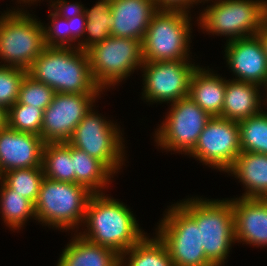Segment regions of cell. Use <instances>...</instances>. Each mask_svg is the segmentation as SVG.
Instances as JSON below:
<instances>
[{
  "label": "cell",
  "instance_id": "cell-1",
  "mask_svg": "<svg viewBox=\"0 0 267 266\" xmlns=\"http://www.w3.org/2000/svg\"><path fill=\"white\" fill-rule=\"evenodd\" d=\"M105 195L96 193L90 196L83 222L87 229L85 228L86 232H79V235L121 255L138 243L146 233L139 229L138 221L127 206Z\"/></svg>",
  "mask_w": 267,
  "mask_h": 266
},
{
  "label": "cell",
  "instance_id": "cell-2",
  "mask_svg": "<svg viewBox=\"0 0 267 266\" xmlns=\"http://www.w3.org/2000/svg\"><path fill=\"white\" fill-rule=\"evenodd\" d=\"M27 72L55 93L103 92L92 77L87 51L79 48L46 46Z\"/></svg>",
  "mask_w": 267,
  "mask_h": 266
},
{
  "label": "cell",
  "instance_id": "cell-3",
  "mask_svg": "<svg viewBox=\"0 0 267 266\" xmlns=\"http://www.w3.org/2000/svg\"><path fill=\"white\" fill-rule=\"evenodd\" d=\"M195 198L177 204L200 227V246H203L206 258L214 266H222L236 242L232 200Z\"/></svg>",
  "mask_w": 267,
  "mask_h": 266
},
{
  "label": "cell",
  "instance_id": "cell-4",
  "mask_svg": "<svg viewBox=\"0 0 267 266\" xmlns=\"http://www.w3.org/2000/svg\"><path fill=\"white\" fill-rule=\"evenodd\" d=\"M200 14L201 29L231 41L254 36L267 23V0H215Z\"/></svg>",
  "mask_w": 267,
  "mask_h": 266
},
{
  "label": "cell",
  "instance_id": "cell-5",
  "mask_svg": "<svg viewBox=\"0 0 267 266\" xmlns=\"http://www.w3.org/2000/svg\"><path fill=\"white\" fill-rule=\"evenodd\" d=\"M92 194L80 184L44 177L34 204L36 221L60 230L78 228L84 222L86 206Z\"/></svg>",
  "mask_w": 267,
  "mask_h": 266
},
{
  "label": "cell",
  "instance_id": "cell-6",
  "mask_svg": "<svg viewBox=\"0 0 267 266\" xmlns=\"http://www.w3.org/2000/svg\"><path fill=\"white\" fill-rule=\"evenodd\" d=\"M17 10L0 16V60L4 62L0 65L28 70L46 47L44 24L29 12Z\"/></svg>",
  "mask_w": 267,
  "mask_h": 266
},
{
  "label": "cell",
  "instance_id": "cell-7",
  "mask_svg": "<svg viewBox=\"0 0 267 266\" xmlns=\"http://www.w3.org/2000/svg\"><path fill=\"white\" fill-rule=\"evenodd\" d=\"M190 22L189 13L158 10L142 41L144 62L190 60Z\"/></svg>",
  "mask_w": 267,
  "mask_h": 266
},
{
  "label": "cell",
  "instance_id": "cell-8",
  "mask_svg": "<svg viewBox=\"0 0 267 266\" xmlns=\"http://www.w3.org/2000/svg\"><path fill=\"white\" fill-rule=\"evenodd\" d=\"M94 82L104 90L117 85L144 63L142 41L109 36L87 50Z\"/></svg>",
  "mask_w": 267,
  "mask_h": 266
},
{
  "label": "cell",
  "instance_id": "cell-9",
  "mask_svg": "<svg viewBox=\"0 0 267 266\" xmlns=\"http://www.w3.org/2000/svg\"><path fill=\"white\" fill-rule=\"evenodd\" d=\"M92 109L76 126L67 142L101 161L113 174L118 173L125 160L120 128Z\"/></svg>",
  "mask_w": 267,
  "mask_h": 266
},
{
  "label": "cell",
  "instance_id": "cell-10",
  "mask_svg": "<svg viewBox=\"0 0 267 266\" xmlns=\"http://www.w3.org/2000/svg\"><path fill=\"white\" fill-rule=\"evenodd\" d=\"M156 235L166 245L173 266H214L200 246V227L176 203L165 211Z\"/></svg>",
  "mask_w": 267,
  "mask_h": 266
},
{
  "label": "cell",
  "instance_id": "cell-11",
  "mask_svg": "<svg viewBox=\"0 0 267 266\" xmlns=\"http://www.w3.org/2000/svg\"><path fill=\"white\" fill-rule=\"evenodd\" d=\"M165 121L155 132V141L164 150L188 154L211 116L189 96L171 103Z\"/></svg>",
  "mask_w": 267,
  "mask_h": 266
},
{
  "label": "cell",
  "instance_id": "cell-12",
  "mask_svg": "<svg viewBox=\"0 0 267 266\" xmlns=\"http://www.w3.org/2000/svg\"><path fill=\"white\" fill-rule=\"evenodd\" d=\"M143 99L147 102L173 103L189 95V83L197 68L190 60L144 62Z\"/></svg>",
  "mask_w": 267,
  "mask_h": 266
},
{
  "label": "cell",
  "instance_id": "cell-13",
  "mask_svg": "<svg viewBox=\"0 0 267 266\" xmlns=\"http://www.w3.org/2000/svg\"><path fill=\"white\" fill-rule=\"evenodd\" d=\"M240 152L238 122L215 116L209 119L195 147L187 155L226 172Z\"/></svg>",
  "mask_w": 267,
  "mask_h": 266
},
{
  "label": "cell",
  "instance_id": "cell-14",
  "mask_svg": "<svg viewBox=\"0 0 267 266\" xmlns=\"http://www.w3.org/2000/svg\"><path fill=\"white\" fill-rule=\"evenodd\" d=\"M101 93H55L46 107L40 136L45 143L67 142Z\"/></svg>",
  "mask_w": 267,
  "mask_h": 266
},
{
  "label": "cell",
  "instance_id": "cell-15",
  "mask_svg": "<svg viewBox=\"0 0 267 266\" xmlns=\"http://www.w3.org/2000/svg\"><path fill=\"white\" fill-rule=\"evenodd\" d=\"M225 58L237 81L267 89V57L257 35L227 41ZM267 92V90H266Z\"/></svg>",
  "mask_w": 267,
  "mask_h": 266
},
{
  "label": "cell",
  "instance_id": "cell-16",
  "mask_svg": "<svg viewBox=\"0 0 267 266\" xmlns=\"http://www.w3.org/2000/svg\"><path fill=\"white\" fill-rule=\"evenodd\" d=\"M45 142L40 135L6 127L0 130V175L13 169L42 167Z\"/></svg>",
  "mask_w": 267,
  "mask_h": 266
},
{
  "label": "cell",
  "instance_id": "cell-17",
  "mask_svg": "<svg viewBox=\"0 0 267 266\" xmlns=\"http://www.w3.org/2000/svg\"><path fill=\"white\" fill-rule=\"evenodd\" d=\"M235 241L267 246V202L263 198H232Z\"/></svg>",
  "mask_w": 267,
  "mask_h": 266
},
{
  "label": "cell",
  "instance_id": "cell-18",
  "mask_svg": "<svg viewBox=\"0 0 267 266\" xmlns=\"http://www.w3.org/2000/svg\"><path fill=\"white\" fill-rule=\"evenodd\" d=\"M157 11L154 0H111V36L143 41Z\"/></svg>",
  "mask_w": 267,
  "mask_h": 266
},
{
  "label": "cell",
  "instance_id": "cell-19",
  "mask_svg": "<svg viewBox=\"0 0 267 266\" xmlns=\"http://www.w3.org/2000/svg\"><path fill=\"white\" fill-rule=\"evenodd\" d=\"M226 79L197 65L189 83V97L211 117H222Z\"/></svg>",
  "mask_w": 267,
  "mask_h": 266
},
{
  "label": "cell",
  "instance_id": "cell-20",
  "mask_svg": "<svg viewBox=\"0 0 267 266\" xmlns=\"http://www.w3.org/2000/svg\"><path fill=\"white\" fill-rule=\"evenodd\" d=\"M226 172L245 186L242 198H264L267 195V154L241 151Z\"/></svg>",
  "mask_w": 267,
  "mask_h": 266
},
{
  "label": "cell",
  "instance_id": "cell-21",
  "mask_svg": "<svg viewBox=\"0 0 267 266\" xmlns=\"http://www.w3.org/2000/svg\"><path fill=\"white\" fill-rule=\"evenodd\" d=\"M74 235L57 266H120V255L115 250L91 243L78 233Z\"/></svg>",
  "mask_w": 267,
  "mask_h": 266
},
{
  "label": "cell",
  "instance_id": "cell-22",
  "mask_svg": "<svg viewBox=\"0 0 267 266\" xmlns=\"http://www.w3.org/2000/svg\"><path fill=\"white\" fill-rule=\"evenodd\" d=\"M259 89L257 84L226 80L222 117L239 122L261 112Z\"/></svg>",
  "mask_w": 267,
  "mask_h": 266
},
{
  "label": "cell",
  "instance_id": "cell-23",
  "mask_svg": "<svg viewBox=\"0 0 267 266\" xmlns=\"http://www.w3.org/2000/svg\"><path fill=\"white\" fill-rule=\"evenodd\" d=\"M71 158L75 183L86 187L93 194L103 193V187L109 185L114 174L101 161L74 146H71Z\"/></svg>",
  "mask_w": 267,
  "mask_h": 266
},
{
  "label": "cell",
  "instance_id": "cell-24",
  "mask_svg": "<svg viewBox=\"0 0 267 266\" xmlns=\"http://www.w3.org/2000/svg\"><path fill=\"white\" fill-rule=\"evenodd\" d=\"M120 266H173V262L166 245L157 235L150 239L145 235L120 255Z\"/></svg>",
  "mask_w": 267,
  "mask_h": 266
},
{
  "label": "cell",
  "instance_id": "cell-25",
  "mask_svg": "<svg viewBox=\"0 0 267 266\" xmlns=\"http://www.w3.org/2000/svg\"><path fill=\"white\" fill-rule=\"evenodd\" d=\"M44 177L53 181L75 183L71 145L68 142H48L43 147Z\"/></svg>",
  "mask_w": 267,
  "mask_h": 266
},
{
  "label": "cell",
  "instance_id": "cell-26",
  "mask_svg": "<svg viewBox=\"0 0 267 266\" xmlns=\"http://www.w3.org/2000/svg\"><path fill=\"white\" fill-rule=\"evenodd\" d=\"M0 212L6 226L17 230L22 228L27 219L35 217L34 204L23 195L10 189L0 179Z\"/></svg>",
  "mask_w": 267,
  "mask_h": 266
},
{
  "label": "cell",
  "instance_id": "cell-27",
  "mask_svg": "<svg viewBox=\"0 0 267 266\" xmlns=\"http://www.w3.org/2000/svg\"><path fill=\"white\" fill-rule=\"evenodd\" d=\"M84 12L87 20L85 35L88 34V36L79 42L78 48L87 51L93 45L111 36V0H100L91 9L87 8Z\"/></svg>",
  "mask_w": 267,
  "mask_h": 266
},
{
  "label": "cell",
  "instance_id": "cell-28",
  "mask_svg": "<svg viewBox=\"0 0 267 266\" xmlns=\"http://www.w3.org/2000/svg\"><path fill=\"white\" fill-rule=\"evenodd\" d=\"M238 124L241 151L267 154V112L262 110Z\"/></svg>",
  "mask_w": 267,
  "mask_h": 266
},
{
  "label": "cell",
  "instance_id": "cell-29",
  "mask_svg": "<svg viewBox=\"0 0 267 266\" xmlns=\"http://www.w3.org/2000/svg\"><path fill=\"white\" fill-rule=\"evenodd\" d=\"M44 178L43 167L13 169L0 175V179L12 190L36 203Z\"/></svg>",
  "mask_w": 267,
  "mask_h": 266
},
{
  "label": "cell",
  "instance_id": "cell-30",
  "mask_svg": "<svg viewBox=\"0 0 267 266\" xmlns=\"http://www.w3.org/2000/svg\"><path fill=\"white\" fill-rule=\"evenodd\" d=\"M44 110L15 102L7 110L8 127L23 133L40 135Z\"/></svg>",
  "mask_w": 267,
  "mask_h": 266
},
{
  "label": "cell",
  "instance_id": "cell-31",
  "mask_svg": "<svg viewBox=\"0 0 267 266\" xmlns=\"http://www.w3.org/2000/svg\"><path fill=\"white\" fill-rule=\"evenodd\" d=\"M54 94L51 87L35 81L27 74L21 83L17 102L45 110L52 102Z\"/></svg>",
  "mask_w": 267,
  "mask_h": 266
},
{
  "label": "cell",
  "instance_id": "cell-32",
  "mask_svg": "<svg viewBox=\"0 0 267 266\" xmlns=\"http://www.w3.org/2000/svg\"><path fill=\"white\" fill-rule=\"evenodd\" d=\"M27 74L25 69L0 65V106L8 110L17 102L21 83Z\"/></svg>",
  "mask_w": 267,
  "mask_h": 266
},
{
  "label": "cell",
  "instance_id": "cell-33",
  "mask_svg": "<svg viewBox=\"0 0 267 266\" xmlns=\"http://www.w3.org/2000/svg\"><path fill=\"white\" fill-rule=\"evenodd\" d=\"M49 17L52 18L50 26H43L45 46L70 47L68 20L59 17L53 11L50 12Z\"/></svg>",
  "mask_w": 267,
  "mask_h": 266
},
{
  "label": "cell",
  "instance_id": "cell-34",
  "mask_svg": "<svg viewBox=\"0 0 267 266\" xmlns=\"http://www.w3.org/2000/svg\"><path fill=\"white\" fill-rule=\"evenodd\" d=\"M49 6L53 8L55 14L65 19L83 14L85 11L83 4H79L78 2L75 4H69L66 0H56L54 2L52 1L51 5Z\"/></svg>",
  "mask_w": 267,
  "mask_h": 266
},
{
  "label": "cell",
  "instance_id": "cell-35",
  "mask_svg": "<svg viewBox=\"0 0 267 266\" xmlns=\"http://www.w3.org/2000/svg\"><path fill=\"white\" fill-rule=\"evenodd\" d=\"M68 20V27L70 30V48L79 47V41L81 40V37L85 36L86 32V14L85 12L83 14L76 15L72 18L67 19ZM80 38V39H79ZM76 40L78 41L77 46L75 45ZM74 41L75 46H71V44Z\"/></svg>",
  "mask_w": 267,
  "mask_h": 266
},
{
  "label": "cell",
  "instance_id": "cell-36",
  "mask_svg": "<svg viewBox=\"0 0 267 266\" xmlns=\"http://www.w3.org/2000/svg\"><path fill=\"white\" fill-rule=\"evenodd\" d=\"M201 3L200 0H154L156 8L158 10H168V11H182L189 13V9L194 4Z\"/></svg>",
  "mask_w": 267,
  "mask_h": 266
},
{
  "label": "cell",
  "instance_id": "cell-37",
  "mask_svg": "<svg viewBox=\"0 0 267 266\" xmlns=\"http://www.w3.org/2000/svg\"><path fill=\"white\" fill-rule=\"evenodd\" d=\"M263 46L265 55L267 57V23L256 34Z\"/></svg>",
  "mask_w": 267,
  "mask_h": 266
},
{
  "label": "cell",
  "instance_id": "cell-38",
  "mask_svg": "<svg viewBox=\"0 0 267 266\" xmlns=\"http://www.w3.org/2000/svg\"><path fill=\"white\" fill-rule=\"evenodd\" d=\"M7 109L0 106V130L8 126Z\"/></svg>",
  "mask_w": 267,
  "mask_h": 266
},
{
  "label": "cell",
  "instance_id": "cell-39",
  "mask_svg": "<svg viewBox=\"0 0 267 266\" xmlns=\"http://www.w3.org/2000/svg\"><path fill=\"white\" fill-rule=\"evenodd\" d=\"M18 1H22V2H24L25 4L26 3H29V4H31V3H34L36 0H18ZM37 1H39V0H37ZM31 2V3H30Z\"/></svg>",
  "mask_w": 267,
  "mask_h": 266
},
{
  "label": "cell",
  "instance_id": "cell-40",
  "mask_svg": "<svg viewBox=\"0 0 267 266\" xmlns=\"http://www.w3.org/2000/svg\"><path fill=\"white\" fill-rule=\"evenodd\" d=\"M263 199L267 202V195Z\"/></svg>",
  "mask_w": 267,
  "mask_h": 266
}]
</instances>
